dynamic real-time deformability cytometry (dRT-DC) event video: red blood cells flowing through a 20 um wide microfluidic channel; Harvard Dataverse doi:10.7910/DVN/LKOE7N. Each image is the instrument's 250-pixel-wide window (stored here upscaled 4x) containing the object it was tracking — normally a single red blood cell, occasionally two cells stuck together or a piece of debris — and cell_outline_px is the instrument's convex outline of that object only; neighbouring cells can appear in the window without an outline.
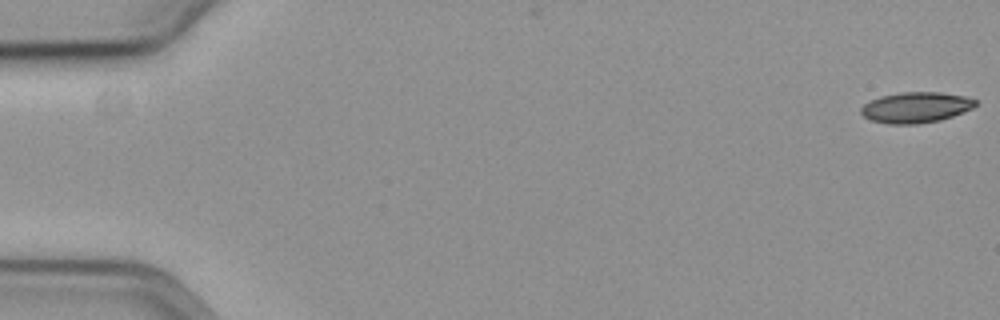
{"species": "common noctule bat (a hibernating species)", "species_latin": "Nyctalus noctula", "temperature_condition": "cold", "stored_images_in_passage": 58, "camera_frame_rate_fps": 3000, "um_per_image_px": 0.085, "animal": {"sex": "female", "body_mass_g": 19.3, "forearm_length_mm": 54.1}, "frame": {"image": 1, "passage_image": 1, "time_ms": 0.0, "image_size_px": [1000, 320], "cell_outline_px": [[976, 104], [972, 108], [952, 116], [940, 120], [916, 124], [888, 124], [872, 120], [864, 116], [860, 112], [860, 108], [864, 104], [880, 96], [900, 92], [940, 92], [964, 96], [976, 100]], "centroid_in_image_um": [77.82, 9.13], "position_along_channel_um": 7.2, "area_um2": 20.35}}
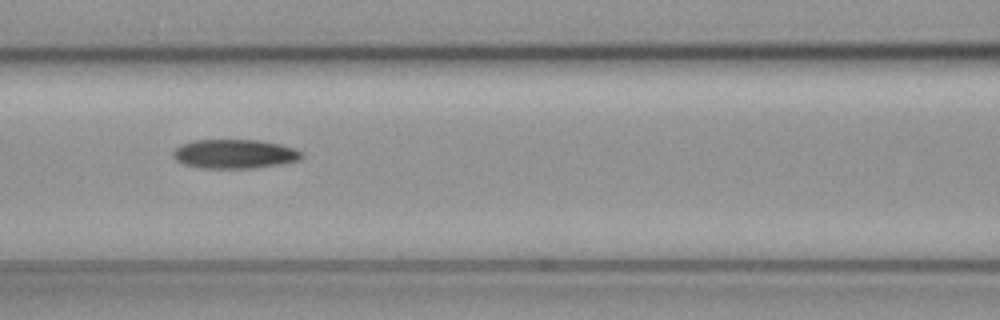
{"frame": {"image": 2, "passage_image": 26, "time_ms": 8.333, "image_size_px": [1000, 320], "cell_outline_px": [[304, 156], [300, 160], [280, 164], [256, 168], [200, 168], [184, 164], [176, 160], [172, 156], [172, 152], [180, 144], [192, 140], [260, 140], [280, 144], [296, 148], [304, 152]], "centroid_in_image_um": [19.96, 13.08], "position_along_channel_um": 146.6, "area_um2": 22.14}}
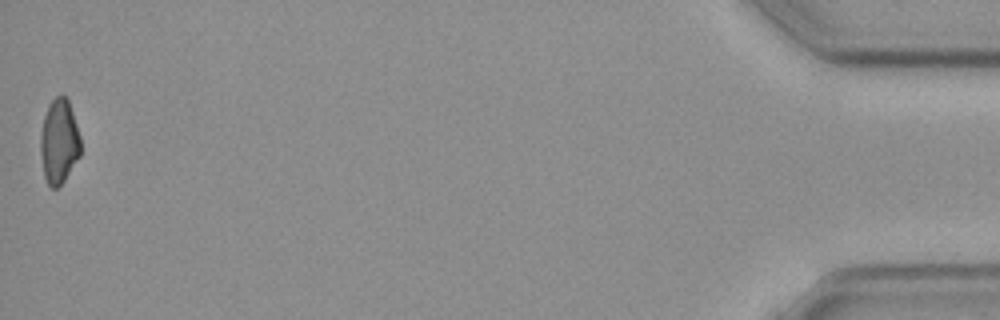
{"frame": {"image": 3, "passage_image": 58, "time_ms": 19.0, "image_size_px": [1000, 320], "cell_outline_px": [[80, 156], [64, 180], [56, 188], [52, 188], [48, 184], [44, 176], [40, 152], [40, 136], [44, 116], [48, 104], [56, 96], [64, 96], [68, 100], [80, 136]], "centroid_in_image_um": [5.01, 12.03], "position_along_channel_um": 430.2, "area_um2": 19.59}, "authors_computed_cell_mechanics": {"area_um2": 21.2126, "velocity_mm_per_s": 3.6065, "shape_relaxation_time_tau1_ms": 7.7148, "shape_relaxation_time_tau2_ms": null, "deformation_change_tau1": 0.1457, "deformation_change_tau2": null}}